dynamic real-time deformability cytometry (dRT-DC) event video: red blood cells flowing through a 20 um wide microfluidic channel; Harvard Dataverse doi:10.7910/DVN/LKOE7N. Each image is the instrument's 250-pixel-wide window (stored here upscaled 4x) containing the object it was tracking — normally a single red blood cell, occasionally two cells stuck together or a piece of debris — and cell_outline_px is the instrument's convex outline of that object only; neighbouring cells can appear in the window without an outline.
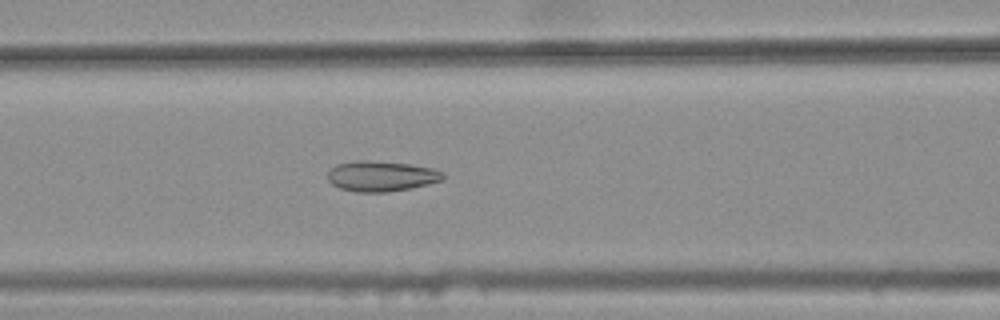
{"species": "common noctule bat (a hibernating species)", "species_latin": "Nyctalus noctula", "temperature_condition": "warm", "stored_images_in_passage": 32, "camera_frame_rate_fps": 3000, "um_per_image_px": 0.085, "animal": {"sex": "female", "body_mass_g": 25.1}, "frame": {"image": 1, "passage_image": 13, "time_ms": 4.0, "image_size_px": [1000, 320], "cell_outline_px": [[444, 180], [412, 188], [388, 192], [356, 192], [340, 188], [332, 184], [328, 180], [328, 172], [336, 164], [356, 160], [364, 160], [408, 164], [432, 168], [444, 172]], "centroid_in_image_um": [32.42, 14.98], "position_along_channel_um": 134.2, "area_um2": 20.46}}
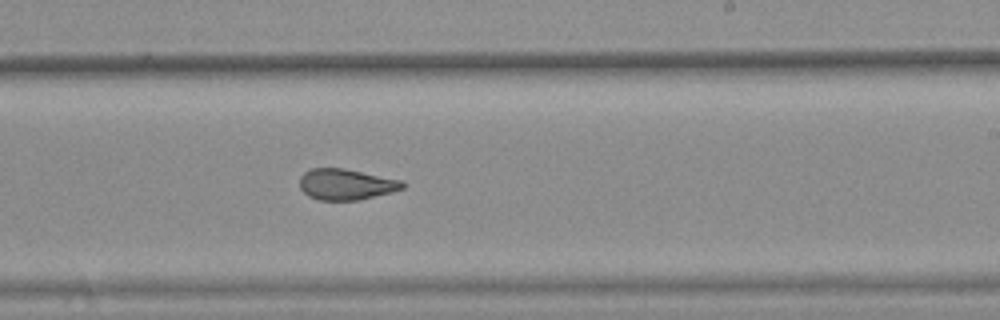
{"frame": {"image": 2, "passage_image": 23, "time_ms": 7.333, "image_size_px": [1000, 320], "cell_outline_px": [[404, 188], [392, 192], [356, 200], [320, 200], [308, 196], [300, 188], [300, 176], [304, 172], [312, 168], [344, 168], [404, 180]], "centroid_in_image_um": [29.42, 15.66], "position_along_channel_um": 259.6, "area_um2": 18.61}}
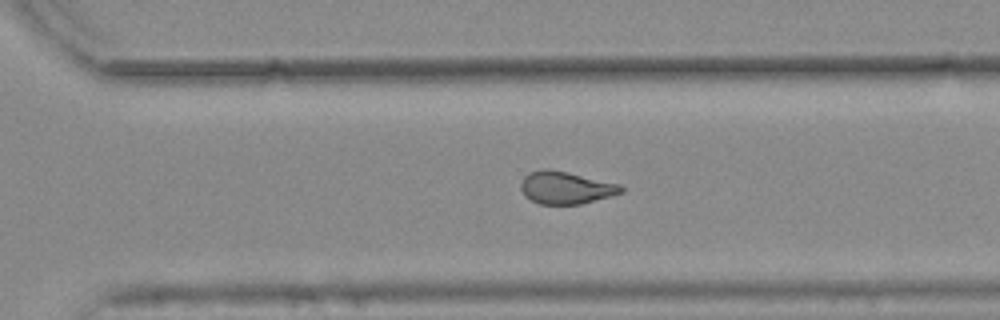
{"frame": {"image": 3, "passage_image": 28, "time_ms": 9.0, "image_size_px": [1000, 320], "cell_outline_px": [[624, 192], [580, 204], [540, 204], [524, 196], [520, 188], [520, 184], [524, 176], [528, 172], [544, 168], [548, 168], [568, 172], [620, 184], [624, 188]], "centroid_in_image_um": [48.06, 15.94], "position_along_channel_um": 322.5, "area_um2": 19.02}, "authors_computed_cell_mechanics": {"area_um2": 19.4497, "velocity_mm_per_s": 3.775, "shape_relaxation_time_tau1_ms": null, "shape_relaxation_time_tau2_ms": 1.9467, "deformation_change_tau1": null, "deformation_change_tau2": 0.0952}}